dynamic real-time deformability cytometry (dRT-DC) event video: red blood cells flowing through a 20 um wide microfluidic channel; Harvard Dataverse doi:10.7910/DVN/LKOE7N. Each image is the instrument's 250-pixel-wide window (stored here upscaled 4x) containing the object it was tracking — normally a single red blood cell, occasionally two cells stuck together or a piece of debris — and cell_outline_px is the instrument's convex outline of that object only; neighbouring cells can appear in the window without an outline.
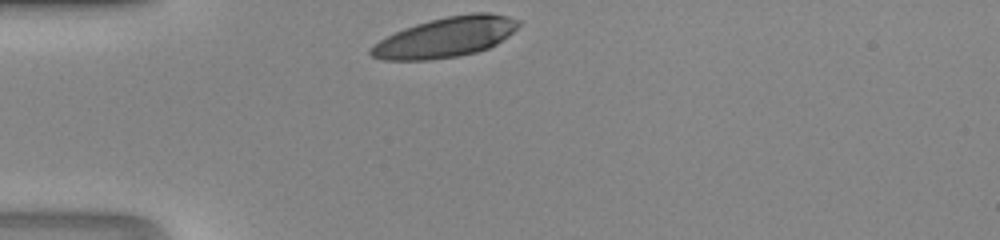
{"species": "human", "species_latin": "Homo sapiens", "temperature_condition": "room temperature", "stored_images_in_passage": 26, "camera_frame_rate_fps": 3000, "um_per_image_px": 0.085, "donor": {"sex": "male"}, "frame": {"image": 1, "passage_image": 1, "time_ms": 0.0, "image_size_px": [1000, 240], "cell_outline_px": [[520, 24], [508, 36], [496, 44], [488, 48], [476, 52], [456, 56], [428, 60], [384, 60], [372, 56], [368, 52], [380, 40], [404, 28], [416, 24], [448, 16], [472, 12], [488, 12], [508, 16], [520, 20]], "centroid_in_image_um": [37.91, 3.16], "position_along_channel_um": 47.1, "area_um2": 34.1}}
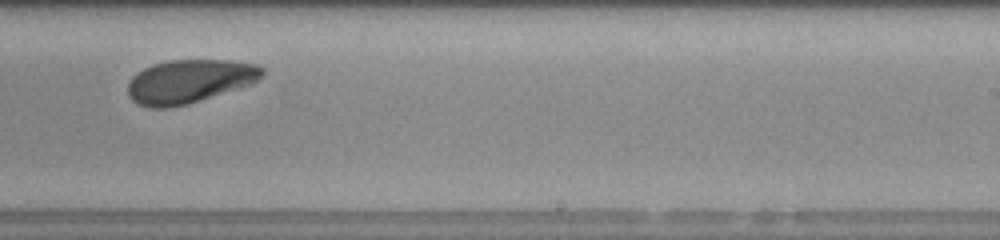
{"frame": {"image": 2, "passage_image": 18, "time_ms": 5.667, "image_size_px": [1000, 240], "cell_outline_px": [[264, 72], [252, 84], [184, 104], [168, 108], [148, 108], [136, 104], [128, 96], [128, 84], [132, 76], [136, 72], [152, 64], [168, 60], [228, 60], [256, 64], [264, 68]], "centroid_in_image_um": [16.04, 6.9], "position_along_channel_um": 273.0, "area_um2": 33.93}}
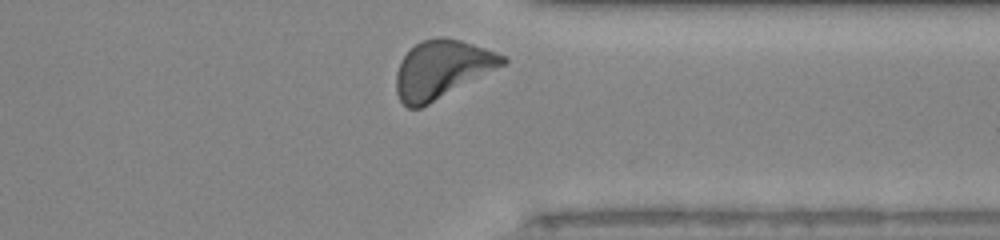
{"frame": {"image": 3, "passage_image": 25, "time_ms": 8.0, "image_size_px": [1000, 240], "cell_outline_px": [[508, 60], [504, 64], [428, 104], [420, 108], [408, 108], [400, 100], [396, 92], [396, 72], [404, 56], [416, 44], [424, 40], [436, 36], [444, 36], [460, 40], [508, 56]], "centroid_in_image_um": [37.54, 5.87], "position_along_channel_um": 373.9, "area_um2": 35.32}}